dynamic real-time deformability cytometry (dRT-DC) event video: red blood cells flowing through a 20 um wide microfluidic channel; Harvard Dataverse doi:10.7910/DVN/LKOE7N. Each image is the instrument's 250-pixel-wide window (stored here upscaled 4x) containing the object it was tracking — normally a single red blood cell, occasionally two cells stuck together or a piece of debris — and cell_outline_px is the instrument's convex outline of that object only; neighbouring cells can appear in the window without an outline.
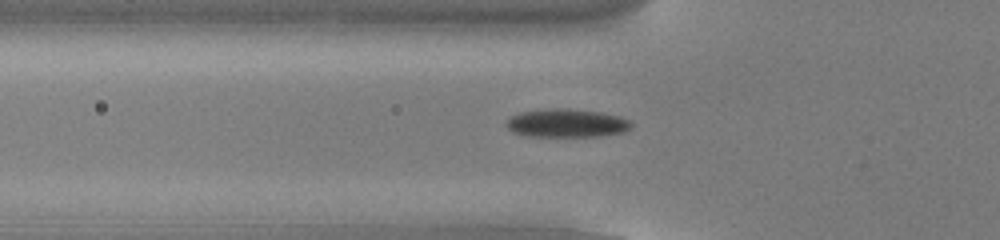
{"species": "common noctule bat (a hibernating species)", "species_latin": "Nyctalus noctula", "temperature_condition": "cold", "stored_images_in_passage": 54, "camera_frame_rate_fps": 3000, "um_per_image_px": 0.085, "animal": {"sex": "male", "body_mass_g": 13.0, "forearm_length_mm": 53.1}, "frame": {"image": 1, "passage_image": 19, "time_ms": 6.0, "image_size_px": [1000, 240], "cell_outline_px": [[632, 128], [624, 132], [600, 136], [528, 136], [512, 132], [504, 124], [508, 116], [520, 112], [548, 108], [564, 108], [600, 112], [620, 116], [632, 120]], "centroid_in_image_um": [48.16, 10.46], "position_along_channel_um": 77.6, "area_um2": 20.98}}
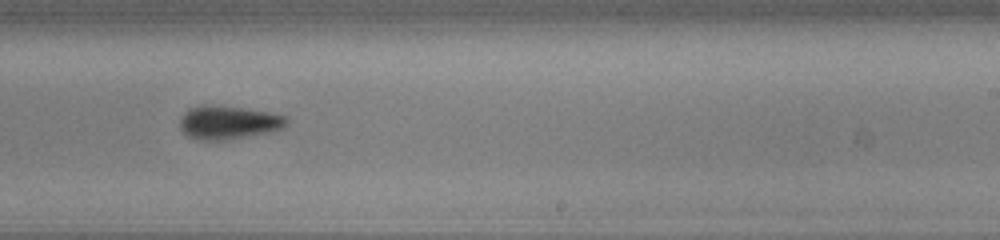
{"frame": {"image": 2, "passage_image": 34, "time_ms": 11.0, "image_size_px": [1000, 240], "cell_outline_px": [[288, 124], [284, 128], [272, 132], [224, 140], [200, 140], [188, 136], [180, 128], [180, 116], [188, 108], [200, 104], [204, 104], [240, 108], [268, 112], [288, 116]], "centroid_in_image_um": [19.42, 10.4], "position_along_channel_um": 269.6, "area_um2": 20.98}}
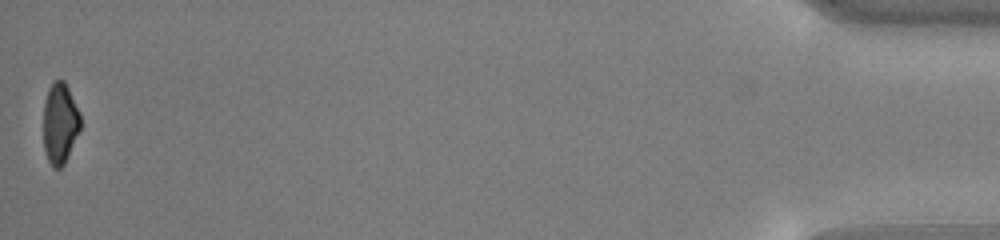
{"frame": {"image": 3, "passage_image": 54, "time_ms": 17.667, "image_size_px": [1000, 240], "cell_outline_px": [[80, 128], [68, 156], [64, 164], [60, 168], [52, 168], [48, 160], [44, 148], [44, 104], [48, 88], [56, 80], [64, 80], [80, 112]], "centroid_in_image_um": [5.09, 10.49], "position_along_channel_um": 430.1, "area_um2": 17.28}, "authors_computed_cell_mechanics": {"area_um2": 19.5653, "velocity_mm_per_s": 3.8375, "shape_relaxation_time_tau1_ms": 2.1988, "shape_relaxation_time_tau2_ms": null, "deformation_change_tau1": 0.1085, "deformation_change_tau2": null}}